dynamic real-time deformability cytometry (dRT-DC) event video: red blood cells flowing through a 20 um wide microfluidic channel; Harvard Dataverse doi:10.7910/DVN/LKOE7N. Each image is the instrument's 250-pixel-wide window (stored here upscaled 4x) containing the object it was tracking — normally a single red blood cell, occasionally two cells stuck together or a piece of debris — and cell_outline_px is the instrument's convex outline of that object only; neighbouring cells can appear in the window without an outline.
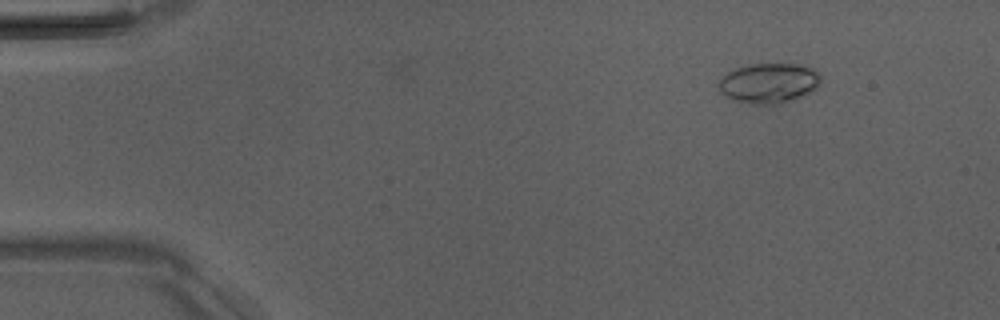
{"species": "Egyptian fruit bat (a non-hibernating species)", "species_latin": "Rousettus aegyptiacus", "temperature_condition": "room temperature", "stored_images_in_passage": 4, "camera_frame_rate_fps": 3000, "um_per_image_px": 0.085, "animal": {"sex": "male"}, "frame": {"image": 1, "passage_image": 1, "time_ms": 0.0, "image_size_px": [1000, 320], "cell_outline_px": [[820, 84], [812, 92], [796, 100], [780, 104], [756, 104], [740, 100], [728, 96], [720, 92], [716, 84], [728, 72], [736, 68], [752, 64], [800, 64], [812, 68], [820, 72]], "centroid_in_image_um": [65.42, 7.06], "position_along_channel_um": 19.6, "area_um2": 23.87}}